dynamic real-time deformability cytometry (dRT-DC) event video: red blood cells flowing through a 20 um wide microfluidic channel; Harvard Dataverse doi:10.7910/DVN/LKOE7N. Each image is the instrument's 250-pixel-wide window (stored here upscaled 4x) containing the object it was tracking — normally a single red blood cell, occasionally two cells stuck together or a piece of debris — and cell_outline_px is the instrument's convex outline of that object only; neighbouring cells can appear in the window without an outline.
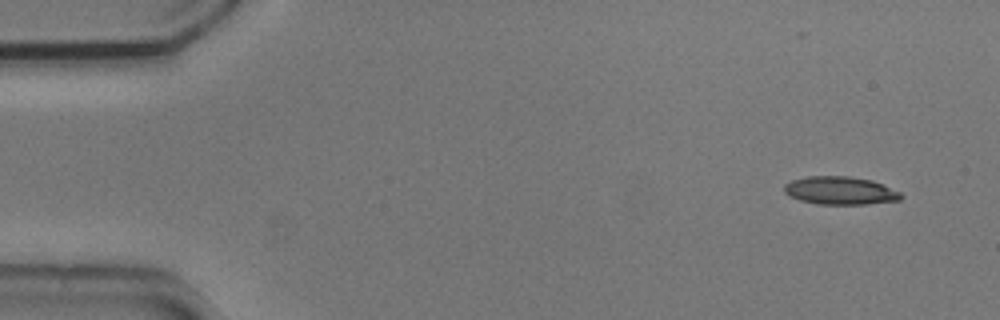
{"species": "common noctule bat (a hibernating species)", "species_latin": "Nyctalus noctula", "temperature_condition": "cold", "stored_images_in_passage": 5, "segment_of_instrument_passage": [2, 2], "camera_frame_rate_fps": 3000, "um_per_image_px": 0.085, "animal": {"sex": "male", "body_mass_g": 20.5, "forearm_length_mm": 52.5}, "frame": {"image": 1, "passage_image": 5, "time_ms": 1.333, "image_size_px": [1000, 320], "cell_outline_px": [[904, 196], [900, 200], [868, 204], [816, 204], [800, 200], [788, 196], [784, 192], [784, 184], [792, 180], [808, 176], [848, 176], [872, 180], [900, 192]], "centroid_in_image_um": [71.4, 16.2], "position_along_channel_um": 13.6, "area_um2": 19.13}}